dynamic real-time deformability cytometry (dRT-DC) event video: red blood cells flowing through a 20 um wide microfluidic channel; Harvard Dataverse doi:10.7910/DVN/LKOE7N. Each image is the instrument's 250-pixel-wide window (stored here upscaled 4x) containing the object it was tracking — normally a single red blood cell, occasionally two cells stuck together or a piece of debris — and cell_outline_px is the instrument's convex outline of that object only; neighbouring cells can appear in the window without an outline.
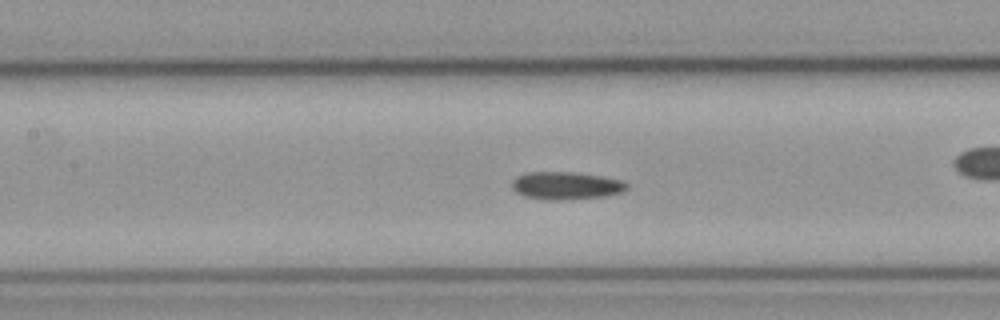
{"species": "common noctule bat (a hibernating species)", "species_latin": "Nyctalus noctula", "temperature_condition": "cold", "stored_images_in_passage": 53, "camera_frame_rate_fps": 3000, "um_per_image_px": 0.085, "animal": {"sex": "male", "body_mass_g": 23.1, "forearm_length_mm": 52.7}, "frame": {"image": 1, "passage_image": 23, "time_ms": 7.333, "image_size_px": [1000, 320], "cell_outline_px": [[628, 188], [620, 192], [604, 196], [560, 200], [544, 200], [524, 196], [516, 192], [512, 188], [512, 180], [516, 176], [528, 172], [572, 172], [600, 176], [624, 180], [628, 184]], "centroid_in_image_um": [48.09, 15.77], "position_along_channel_um": 159.3, "area_um2": 18.55}, "authors_computed_cell_mechanics": {"area_um2": 17.918, "velocity_mm_per_s": 3.7809, "shape_relaxation_time_tau1_ms": null, "shape_relaxation_time_tau2_ms": 8.7752, "deformation_change_tau1": null, "deformation_change_tau2": 0.1485}}